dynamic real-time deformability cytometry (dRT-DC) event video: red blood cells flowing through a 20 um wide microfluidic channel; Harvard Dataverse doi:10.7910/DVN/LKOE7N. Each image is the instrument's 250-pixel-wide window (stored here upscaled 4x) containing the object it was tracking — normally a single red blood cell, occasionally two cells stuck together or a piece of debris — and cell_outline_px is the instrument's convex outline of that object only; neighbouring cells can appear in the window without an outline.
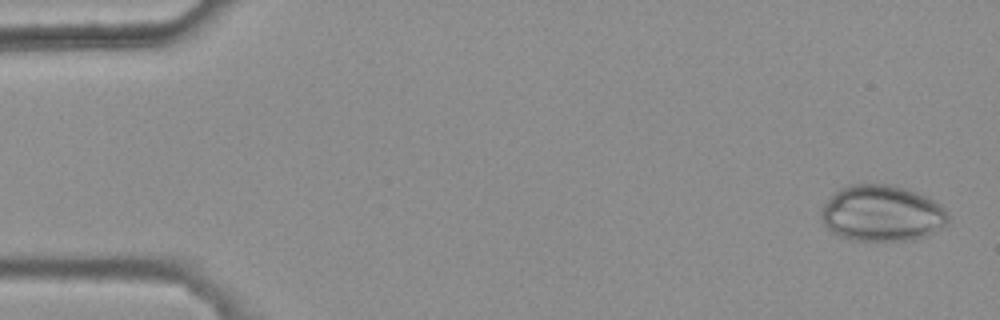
{"species": "common noctule bat (a hibernating species)", "species_latin": "Nyctalus noctula", "temperature_condition": "warm", "stored_images_in_passage": 5, "camera_frame_rate_fps": 3000, "um_per_image_px": 0.085, "animal": {"sex": "female", "body_mass_g": 25.1}, "frame": {"image": 1, "passage_image": 1, "time_ms": 0.0, "image_size_px": [1000, 320], "cell_outline_px": [[948, 224], [944, 228], [928, 236], [912, 240], [848, 240], [832, 232], [824, 224], [820, 216], [820, 208], [832, 192], [848, 184], [892, 184], [916, 192], [940, 204], [948, 212]], "centroid_in_image_um": [74.95, 18.13], "position_along_channel_um": 10.1, "area_um2": 42.14}}